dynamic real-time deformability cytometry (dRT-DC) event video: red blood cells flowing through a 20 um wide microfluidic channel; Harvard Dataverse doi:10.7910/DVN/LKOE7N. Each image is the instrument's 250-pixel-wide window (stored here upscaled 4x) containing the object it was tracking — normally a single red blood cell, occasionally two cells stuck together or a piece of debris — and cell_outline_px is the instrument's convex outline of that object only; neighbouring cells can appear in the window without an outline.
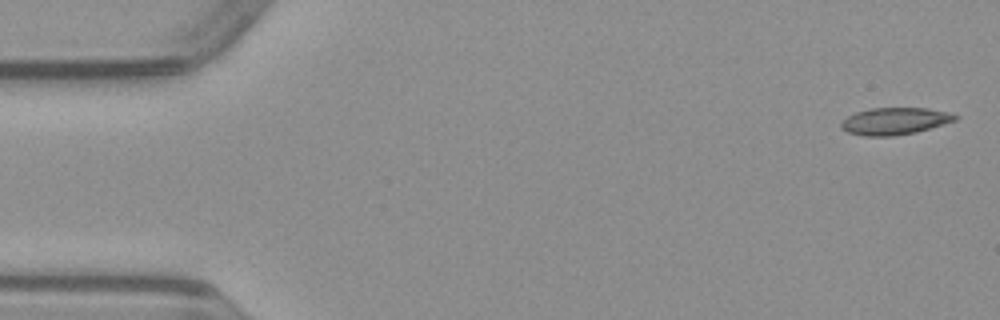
{"species": "common noctule bat (a hibernating species)", "species_latin": "Nyctalus noctula", "temperature_condition": "warm", "stored_images_in_passage": 50, "camera_frame_rate_fps": 3000, "um_per_image_px": 0.085, "animal": {"sex": "male", "body_mass_g": 23.1, "forearm_length_mm": 52.7}, "frame": {"image": 1, "passage_image": 1, "time_ms": 0.0, "image_size_px": [1000, 320], "cell_outline_px": [[960, 116], [956, 120], [944, 124], [916, 132], [892, 136], [864, 136], [848, 132], [840, 128], [840, 124], [848, 116], [856, 112], [872, 108], [928, 108], [948, 112]], "centroid_in_image_um": [76.07, 10.29], "position_along_channel_um": 8.9, "area_um2": 17.92}}
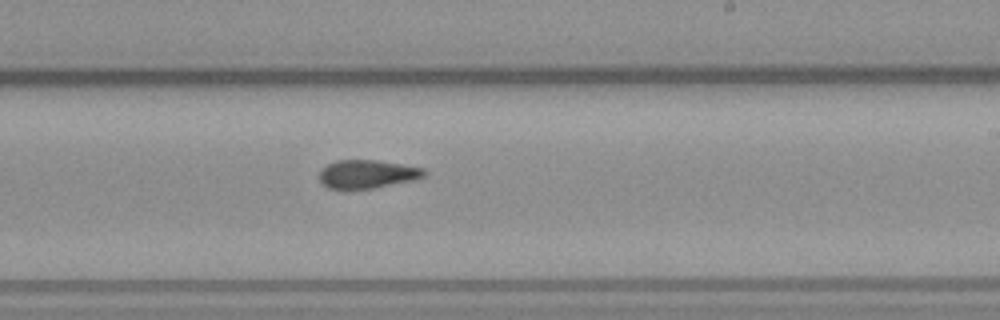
{"frame": {"image": 2, "passage_image": 29, "time_ms": 9.333, "image_size_px": [1000, 320], "cell_outline_px": [[428, 172], [424, 176], [412, 180], [372, 188], [328, 188], [320, 184], [320, 168], [336, 160], [376, 160], [424, 168]], "centroid_in_image_um": [31.19, 14.78], "position_along_channel_um": 257.8, "area_um2": 17.17}}
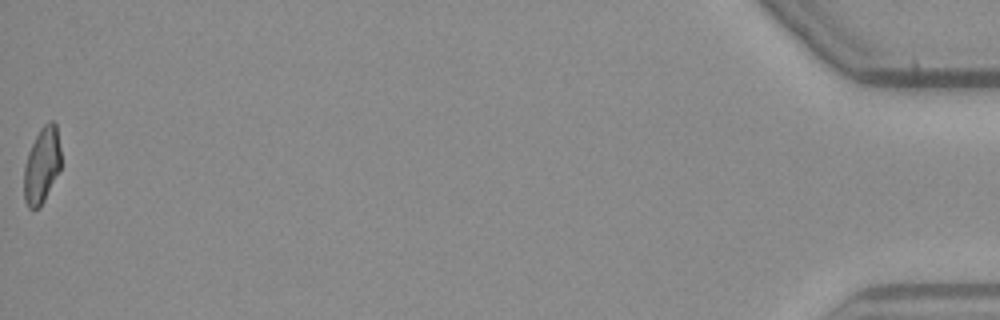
{"frame": {"image": 3, "passage_image": 50, "time_ms": 16.333, "image_size_px": [1000, 320], "cell_outline_px": [[60, 168], [40, 208], [28, 208], [24, 200], [24, 164], [28, 152], [40, 128], [48, 120], [52, 120], [56, 124], [60, 148]], "centroid_in_image_um": [3.54, 14.04], "position_along_channel_um": 431.7, "area_um2": 16.3}}